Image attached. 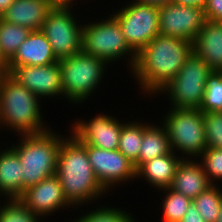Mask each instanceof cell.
<instances>
[{
  "label": "cell",
  "instance_id": "cell-1",
  "mask_svg": "<svg viewBox=\"0 0 222 222\" xmlns=\"http://www.w3.org/2000/svg\"><path fill=\"white\" fill-rule=\"evenodd\" d=\"M191 53L192 42L159 34L137 53L131 69L141 88L158 92L176 76Z\"/></svg>",
  "mask_w": 222,
  "mask_h": 222
},
{
  "label": "cell",
  "instance_id": "cell-2",
  "mask_svg": "<svg viewBox=\"0 0 222 222\" xmlns=\"http://www.w3.org/2000/svg\"><path fill=\"white\" fill-rule=\"evenodd\" d=\"M56 175L71 205H81L106 191L95 176L86 147L74 135L61 142Z\"/></svg>",
  "mask_w": 222,
  "mask_h": 222
},
{
  "label": "cell",
  "instance_id": "cell-3",
  "mask_svg": "<svg viewBox=\"0 0 222 222\" xmlns=\"http://www.w3.org/2000/svg\"><path fill=\"white\" fill-rule=\"evenodd\" d=\"M38 97L9 74L0 80V121L21 135L41 134L44 129Z\"/></svg>",
  "mask_w": 222,
  "mask_h": 222
},
{
  "label": "cell",
  "instance_id": "cell-4",
  "mask_svg": "<svg viewBox=\"0 0 222 222\" xmlns=\"http://www.w3.org/2000/svg\"><path fill=\"white\" fill-rule=\"evenodd\" d=\"M50 131L24 136L19 146L13 149L19 155L22 164V182L24 191L43 179L56 174L61 138Z\"/></svg>",
  "mask_w": 222,
  "mask_h": 222
},
{
  "label": "cell",
  "instance_id": "cell-5",
  "mask_svg": "<svg viewBox=\"0 0 222 222\" xmlns=\"http://www.w3.org/2000/svg\"><path fill=\"white\" fill-rule=\"evenodd\" d=\"M61 74L63 95L74 102L85 100L94 91L105 67V60L85 53L83 50L58 61Z\"/></svg>",
  "mask_w": 222,
  "mask_h": 222
},
{
  "label": "cell",
  "instance_id": "cell-6",
  "mask_svg": "<svg viewBox=\"0 0 222 222\" xmlns=\"http://www.w3.org/2000/svg\"><path fill=\"white\" fill-rule=\"evenodd\" d=\"M207 63L193 51L174 78L161 89L168 90L173 108L199 109L212 73Z\"/></svg>",
  "mask_w": 222,
  "mask_h": 222
},
{
  "label": "cell",
  "instance_id": "cell-7",
  "mask_svg": "<svg viewBox=\"0 0 222 222\" xmlns=\"http://www.w3.org/2000/svg\"><path fill=\"white\" fill-rule=\"evenodd\" d=\"M164 126L171 149L187 155L201 156L207 148L203 112L200 109L173 108L166 116Z\"/></svg>",
  "mask_w": 222,
  "mask_h": 222
},
{
  "label": "cell",
  "instance_id": "cell-8",
  "mask_svg": "<svg viewBox=\"0 0 222 222\" xmlns=\"http://www.w3.org/2000/svg\"><path fill=\"white\" fill-rule=\"evenodd\" d=\"M82 50L101 58L107 63L132 52L131 67H134L137 53L124 38L121 27L114 17L105 21L84 25L82 27Z\"/></svg>",
  "mask_w": 222,
  "mask_h": 222
},
{
  "label": "cell",
  "instance_id": "cell-9",
  "mask_svg": "<svg viewBox=\"0 0 222 222\" xmlns=\"http://www.w3.org/2000/svg\"><path fill=\"white\" fill-rule=\"evenodd\" d=\"M112 16L118 21L124 38L136 53L160 34L157 5L134 2Z\"/></svg>",
  "mask_w": 222,
  "mask_h": 222
},
{
  "label": "cell",
  "instance_id": "cell-10",
  "mask_svg": "<svg viewBox=\"0 0 222 222\" xmlns=\"http://www.w3.org/2000/svg\"><path fill=\"white\" fill-rule=\"evenodd\" d=\"M40 31L58 61L82 51V26H78L69 9L53 8Z\"/></svg>",
  "mask_w": 222,
  "mask_h": 222
},
{
  "label": "cell",
  "instance_id": "cell-11",
  "mask_svg": "<svg viewBox=\"0 0 222 222\" xmlns=\"http://www.w3.org/2000/svg\"><path fill=\"white\" fill-rule=\"evenodd\" d=\"M159 17L161 35L190 42H193L206 22L203 7L183 6L172 1L159 6Z\"/></svg>",
  "mask_w": 222,
  "mask_h": 222
},
{
  "label": "cell",
  "instance_id": "cell-12",
  "mask_svg": "<svg viewBox=\"0 0 222 222\" xmlns=\"http://www.w3.org/2000/svg\"><path fill=\"white\" fill-rule=\"evenodd\" d=\"M82 144L86 147L95 176L105 190L110 185H115V182L119 181L118 183H120L136 177L134 164L118 149L104 150L85 143Z\"/></svg>",
  "mask_w": 222,
  "mask_h": 222
},
{
  "label": "cell",
  "instance_id": "cell-13",
  "mask_svg": "<svg viewBox=\"0 0 222 222\" xmlns=\"http://www.w3.org/2000/svg\"><path fill=\"white\" fill-rule=\"evenodd\" d=\"M9 75L37 97L63 94L59 62L44 66L22 65L15 67Z\"/></svg>",
  "mask_w": 222,
  "mask_h": 222
},
{
  "label": "cell",
  "instance_id": "cell-14",
  "mask_svg": "<svg viewBox=\"0 0 222 222\" xmlns=\"http://www.w3.org/2000/svg\"><path fill=\"white\" fill-rule=\"evenodd\" d=\"M122 125L113 117L98 115L88 123L77 122L72 133L81 143L104 150H117Z\"/></svg>",
  "mask_w": 222,
  "mask_h": 222
},
{
  "label": "cell",
  "instance_id": "cell-15",
  "mask_svg": "<svg viewBox=\"0 0 222 222\" xmlns=\"http://www.w3.org/2000/svg\"><path fill=\"white\" fill-rule=\"evenodd\" d=\"M20 200L39 217L69 205L56 174L28 187Z\"/></svg>",
  "mask_w": 222,
  "mask_h": 222
},
{
  "label": "cell",
  "instance_id": "cell-16",
  "mask_svg": "<svg viewBox=\"0 0 222 222\" xmlns=\"http://www.w3.org/2000/svg\"><path fill=\"white\" fill-rule=\"evenodd\" d=\"M50 42L39 31H31L27 39L19 46L13 58L8 62L9 73L22 65L44 66L56 63Z\"/></svg>",
  "mask_w": 222,
  "mask_h": 222
},
{
  "label": "cell",
  "instance_id": "cell-17",
  "mask_svg": "<svg viewBox=\"0 0 222 222\" xmlns=\"http://www.w3.org/2000/svg\"><path fill=\"white\" fill-rule=\"evenodd\" d=\"M52 9L45 0H15L0 18L7 23L39 31Z\"/></svg>",
  "mask_w": 222,
  "mask_h": 222
},
{
  "label": "cell",
  "instance_id": "cell-18",
  "mask_svg": "<svg viewBox=\"0 0 222 222\" xmlns=\"http://www.w3.org/2000/svg\"><path fill=\"white\" fill-rule=\"evenodd\" d=\"M192 51L213 71H222V23L206 20L192 42Z\"/></svg>",
  "mask_w": 222,
  "mask_h": 222
},
{
  "label": "cell",
  "instance_id": "cell-19",
  "mask_svg": "<svg viewBox=\"0 0 222 222\" xmlns=\"http://www.w3.org/2000/svg\"><path fill=\"white\" fill-rule=\"evenodd\" d=\"M210 186L212 184L204 172L202 163L195 164L192 160L183 158L176 169L170 188L193 200Z\"/></svg>",
  "mask_w": 222,
  "mask_h": 222
},
{
  "label": "cell",
  "instance_id": "cell-20",
  "mask_svg": "<svg viewBox=\"0 0 222 222\" xmlns=\"http://www.w3.org/2000/svg\"><path fill=\"white\" fill-rule=\"evenodd\" d=\"M182 160L176 158L174 151H171L142 164L136 170V177L143 175L154 187L168 188L171 186L176 169Z\"/></svg>",
  "mask_w": 222,
  "mask_h": 222
},
{
  "label": "cell",
  "instance_id": "cell-21",
  "mask_svg": "<svg viewBox=\"0 0 222 222\" xmlns=\"http://www.w3.org/2000/svg\"><path fill=\"white\" fill-rule=\"evenodd\" d=\"M22 164L13 148L0 152V191L8 198H20L23 194Z\"/></svg>",
  "mask_w": 222,
  "mask_h": 222
},
{
  "label": "cell",
  "instance_id": "cell-22",
  "mask_svg": "<svg viewBox=\"0 0 222 222\" xmlns=\"http://www.w3.org/2000/svg\"><path fill=\"white\" fill-rule=\"evenodd\" d=\"M172 151L167 130L155 125H143V140L138 155V168L154 159Z\"/></svg>",
  "mask_w": 222,
  "mask_h": 222
},
{
  "label": "cell",
  "instance_id": "cell-23",
  "mask_svg": "<svg viewBox=\"0 0 222 222\" xmlns=\"http://www.w3.org/2000/svg\"><path fill=\"white\" fill-rule=\"evenodd\" d=\"M31 30L13 23H7L0 18V51L9 62L19 46L27 39Z\"/></svg>",
  "mask_w": 222,
  "mask_h": 222
},
{
  "label": "cell",
  "instance_id": "cell-24",
  "mask_svg": "<svg viewBox=\"0 0 222 222\" xmlns=\"http://www.w3.org/2000/svg\"><path fill=\"white\" fill-rule=\"evenodd\" d=\"M143 140V124L128 123L122 125L118 150L138 169V155Z\"/></svg>",
  "mask_w": 222,
  "mask_h": 222
},
{
  "label": "cell",
  "instance_id": "cell-25",
  "mask_svg": "<svg viewBox=\"0 0 222 222\" xmlns=\"http://www.w3.org/2000/svg\"><path fill=\"white\" fill-rule=\"evenodd\" d=\"M192 203L206 222H216L222 206V192L212 185L195 197Z\"/></svg>",
  "mask_w": 222,
  "mask_h": 222
},
{
  "label": "cell",
  "instance_id": "cell-26",
  "mask_svg": "<svg viewBox=\"0 0 222 222\" xmlns=\"http://www.w3.org/2000/svg\"><path fill=\"white\" fill-rule=\"evenodd\" d=\"M202 112L222 111V71H212L206 81V90L199 108Z\"/></svg>",
  "mask_w": 222,
  "mask_h": 222
},
{
  "label": "cell",
  "instance_id": "cell-27",
  "mask_svg": "<svg viewBox=\"0 0 222 222\" xmlns=\"http://www.w3.org/2000/svg\"><path fill=\"white\" fill-rule=\"evenodd\" d=\"M164 190L169 193L163 200V220L164 222H179L187 212L192 200L170 187L164 188Z\"/></svg>",
  "mask_w": 222,
  "mask_h": 222
},
{
  "label": "cell",
  "instance_id": "cell-28",
  "mask_svg": "<svg viewBox=\"0 0 222 222\" xmlns=\"http://www.w3.org/2000/svg\"><path fill=\"white\" fill-rule=\"evenodd\" d=\"M10 203L0 208V222H39L20 198L10 199Z\"/></svg>",
  "mask_w": 222,
  "mask_h": 222
},
{
  "label": "cell",
  "instance_id": "cell-29",
  "mask_svg": "<svg viewBox=\"0 0 222 222\" xmlns=\"http://www.w3.org/2000/svg\"><path fill=\"white\" fill-rule=\"evenodd\" d=\"M207 147L222 149V111L203 112Z\"/></svg>",
  "mask_w": 222,
  "mask_h": 222
},
{
  "label": "cell",
  "instance_id": "cell-30",
  "mask_svg": "<svg viewBox=\"0 0 222 222\" xmlns=\"http://www.w3.org/2000/svg\"><path fill=\"white\" fill-rule=\"evenodd\" d=\"M75 222H134L133 218L120 209L102 208L81 216Z\"/></svg>",
  "mask_w": 222,
  "mask_h": 222
},
{
  "label": "cell",
  "instance_id": "cell-31",
  "mask_svg": "<svg viewBox=\"0 0 222 222\" xmlns=\"http://www.w3.org/2000/svg\"><path fill=\"white\" fill-rule=\"evenodd\" d=\"M204 172L208 176L209 181L213 185L214 179H222V149L207 147L202 152Z\"/></svg>",
  "mask_w": 222,
  "mask_h": 222
},
{
  "label": "cell",
  "instance_id": "cell-32",
  "mask_svg": "<svg viewBox=\"0 0 222 222\" xmlns=\"http://www.w3.org/2000/svg\"><path fill=\"white\" fill-rule=\"evenodd\" d=\"M204 11L206 20L222 23V0H207Z\"/></svg>",
  "mask_w": 222,
  "mask_h": 222
},
{
  "label": "cell",
  "instance_id": "cell-33",
  "mask_svg": "<svg viewBox=\"0 0 222 222\" xmlns=\"http://www.w3.org/2000/svg\"><path fill=\"white\" fill-rule=\"evenodd\" d=\"M179 222H206L199 214L198 210L193 203L188 207L187 212Z\"/></svg>",
  "mask_w": 222,
  "mask_h": 222
},
{
  "label": "cell",
  "instance_id": "cell-34",
  "mask_svg": "<svg viewBox=\"0 0 222 222\" xmlns=\"http://www.w3.org/2000/svg\"><path fill=\"white\" fill-rule=\"evenodd\" d=\"M172 2L183 5V6H205L207 0H172Z\"/></svg>",
  "mask_w": 222,
  "mask_h": 222
},
{
  "label": "cell",
  "instance_id": "cell-35",
  "mask_svg": "<svg viewBox=\"0 0 222 222\" xmlns=\"http://www.w3.org/2000/svg\"><path fill=\"white\" fill-rule=\"evenodd\" d=\"M73 0H50L52 8L70 9L69 5Z\"/></svg>",
  "mask_w": 222,
  "mask_h": 222
},
{
  "label": "cell",
  "instance_id": "cell-36",
  "mask_svg": "<svg viewBox=\"0 0 222 222\" xmlns=\"http://www.w3.org/2000/svg\"><path fill=\"white\" fill-rule=\"evenodd\" d=\"M0 72L3 75L9 74L8 61L4 58L1 51H0Z\"/></svg>",
  "mask_w": 222,
  "mask_h": 222
},
{
  "label": "cell",
  "instance_id": "cell-37",
  "mask_svg": "<svg viewBox=\"0 0 222 222\" xmlns=\"http://www.w3.org/2000/svg\"><path fill=\"white\" fill-rule=\"evenodd\" d=\"M172 0H136L135 2H143V3H150L157 6H162L171 2Z\"/></svg>",
  "mask_w": 222,
  "mask_h": 222
},
{
  "label": "cell",
  "instance_id": "cell-38",
  "mask_svg": "<svg viewBox=\"0 0 222 222\" xmlns=\"http://www.w3.org/2000/svg\"><path fill=\"white\" fill-rule=\"evenodd\" d=\"M15 0H0V17Z\"/></svg>",
  "mask_w": 222,
  "mask_h": 222
},
{
  "label": "cell",
  "instance_id": "cell-39",
  "mask_svg": "<svg viewBox=\"0 0 222 222\" xmlns=\"http://www.w3.org/2000/svg\"><path fill=\"white\" fill-rule=\"evenodd\" d=\"M216 222H222V206H221V208H220L219 216H218Z\"/></svg>",
  "mask_w": 222,
  "mask_h": 222
}]
</instances>
